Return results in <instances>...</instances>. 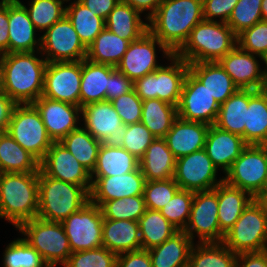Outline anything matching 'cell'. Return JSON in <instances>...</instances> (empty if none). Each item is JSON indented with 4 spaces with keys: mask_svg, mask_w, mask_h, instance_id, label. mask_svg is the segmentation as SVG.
<instances>
[{
    "mask_svg": "<svg viewBox=\"0 0 267 267\" xmlns=\"http://www.w3.org/2000/svg\"><path fill=\"white\" fill-rule=\"evenodd\" d=\"M47 63L40 51L0 55L5 94L16 104H33L42 96Z\"/></svg>",
    "mask_w": 267,
    "mask_h": 267,
    "instance_id": "obj_1",
    "label": "cell"
},
{
    "mask_svg": "<svg viewBox=\"0 0 267 267\" xmlns=\"http://www.w3.org/2000/svg\"><path fill=\"white\" fill-rule=\"evenodd\" d=\"M203 19L202 0H163L148 19V31L175 54Z\"/></svg>",
    "mask_w": 267,
    "mask_h": 267,
    "instance_id": "obj_2",
    "label": "cell"
},
{
    "mask_svg": "<svg viewBox=\"0 0 267 267\" xmlns=\"http://www.w3.org/2000/svg\"><path fill=\"white\" fill-rule=\"evenodd\" d=\"M39 172L0 173V219L16 229L37 217Z\"/></svg>",
    "mask_w": 267,
    "mask_h": 267,
    "instance_id": "obj_3",
    "label": "cell"
},
{
    "mask_svg": "<svg viewBox=\"0 0 267 267\" xmlns=\"http://www.w3.org/2000/svg\"><path fill=\"white\" fill-rule=\"evenodd\" d=\"M237 46V35L223 22L203 19L175 55L188 64L219 61Z\"/></svg>",
    "mask_w": 267,
    "mask_h": 267,
    "instance_id": "obj_4",
    "label": "cell"
},
{
    "mask_svg": "<svg viewBox=\"0 0 267 267\" xmlns=\"http://www.w3.org/2000/svg\"><path fill=\"white\" fill-rule=\"evenodd\" d=\"M38 187L37 217L45 221L62 222L90 201V192L84 186L54 179L41 169Z\"/></svg>",
    "mask_w": 267,
    "mask_h": 267,
    "instance_id": "obj_5",
    "label": "cell"
},
{
    "mask_svg": "<svg viewBox=\"0 0 267 267\" xmlns=\"http://www.w3.org/2000/svg\"><path fill=\"white\" fill-rule=\"evenodd\" d=\"M18 233L34 248L49 265L63 266L72 251L61 222H50L38 217L25 221L17 229Z\"/></svg>",
    "mask_w": 267,
    "mask_h": 267,
    "instance_id": "obj_6",
    "label": "cell"
},
{
    "mask_svg": "<svg viewBox=\"0 0 267 267\" xmlns=\"http://www.w3.org/2000/svg\"><path fill=\"white\" fill-rule=\"evenodd\" d=\"M168 62V66L164 64L133 82L135 93L143 101L157 98L177 107L189 65L175 54Z\"/></svg>",
    "mask_w": 267,
    "mask_h": 267,
    "instance_id": "obj_7",
    "label": "cell"
},
{
    "mask_svg": "<svg viewBox=\"0 0 267 267\" xmlns=\"http://www.w3.org/2000/svg\"><path fill=\"white\" fill-rule=\"evenodd\" d=\"M223 243L236 254L267 250V213L257 199L225 233Z\"/></svg>",
    "mask_w": 267,
    "mask_h": 267,
    "instance_id": "obj_8",
    "label": "cell"
},
{
    "mask_svg": "<svg viewBox=\"0 0 267 267\" xmlns=\"http://www.w3.org/2000/svg\"><path fill=\"white\" fill-rule=\"evenodd\" d=\"M224 181L259 197L267 189V145L248 144L224 174Z\"/></svg>",
    "mask_w": 267,
    "mask_h": 267,
    "instance_id": "obj_9",
    "label": "cell"
},
{
    "mask_svg": "<svg viewBox=\"0 0 267 267\" xmlns=\"http://www.w3.org/2000/svg\"><path fill=\"white\" fill-rule=\"evenodd\" d=\"M7 132L39 162L44 159L53 143L33 104H17L14 107Z\"/></svg>",
    "mask_w": 267,
    "mask_h": 267,
    "instance_id": "obj_10",
    "label": "cell"
},
{
    "mask_svg": "<svg viewBox=\"0 0 267 267\" xmlns=\"http://www.w3.org/2000/svg\"><path fill=\"white\" fill-rule=\"evenodd\" d=\"M61 224L72 253L103 246V214L100 207L91 201L77 212L70 214Z\"/></svg>",
    "mask_w": 267,
    "mask_h": 267,
    "instance_id": "obj_11",
    "label": "cell"
},
{
    "mask_svg": "<svg viewBox=\"0 0 267 267\" xmlns=\"http://www.w3.org/2000/svg\"><path fill=\"white\" fill-rule=\"evenodd\" d=\"M195 243L223 242L218 221V199L214 189L194 192L188 223L183 230ZM196 237V238H195Z\"/></svg>",
    "mask_w": 267,
    "mask_h": 267,
    "instance_id": "obj_12",
    "label": "cell"
},
{
    "mask_svg": "<svg viewBox=\"0 0 267 267\" xmlns=\"http://www.w3.org/2000/svg\"><path fill=\"white\" fill-rule=\"evenodd\" d=\"M41 54L47 62L82 61L87 48L66 15L41 34Z\"/></svg>",
    "mask_w": 267,
    "mask_h": 267,
    "instance_id": "obj_13",
    "label": "cell"
},
{
    "mask_svg": "<svg viewBox=\"0 0 267 267\" xmlns=\"http://www.w3.org/2000/svg\"><path fill=\"white\" fill-rule=\"evenodd\" d=\"M156 48L159 49V52H162V57L167 61L173 55L164 44L147 31L138 40L130 42L127 51L116 68L134 82L163 65L157 61L158 49Z\"/></svg>",
    "mask_w": 267,
    "mask_h": 267,
    "instance_id": "obj_14",
    "label": "cell"
},
{
    "mask_svg": "<svg viewBox=\"0 0 267 267\" xmlns=\"http://www.w3.org/2000/svg\"><path fill=\"white\" fill-rule=\"evenodd\" d=\"M204 149L176 159L174 180L180 189L193 192L214 189L224 181ZM219 179H218V178Z\"/></svg>",
    "mask_w": 267,
    "mask_h": 267,
    "instance_id": "obj_15",
    "label": "cell"
},
{
    "mask_svg": "<svg viewBox=\"0 0 267 267\" xmlns=\"http://www.w3.org/2000/svg\"><path fill=\"white\" fill-rule=\"evenodd\" d=\"M80 84L81 61L48 62L42 96L80 106Z\"/></svg>",
    "mask_w": 267,
    "mask_h": 267,
    "instance_id": "obj_16",
    "label": "cell"
},
{
    "mask_svg": "<svg viewBox=\"0 0 267 267\" xmlns=\"http://www.w3.org/2000/svg\"><path fill=\"white\" fill-rule=\"evenodd\" d=\"M220 105L190 71H188L179 103L178 117L187 121L203 122L214 125Z\"/></svg>",
    "mask_w": 267,
    "mask_h": 267,
    "instance_id": "obj_17",
    "label": "cell"
},
{
    "mask_svg": "<svg viewBox=\"0 0 267 267\" xmlns=\"http://www.w3.org/2000/svg\"><path fill=\"white\" fill-rule=\"evenodd\" d=\"M40 169L49 177L84 186L91 191V173L60 142L52 143L40 162Z\"/></svg>",
    "mask_w": 267,
    "mask_h": 267,
    "instance_id": "obj_18",
    "label": "cell"
},
{
    "mask_svg": "<svg viewBox=\"0 0 267 267\" xmlns=\"http://www.w3.org/2000/svg\"><path fill=\"white\" fill-rule=\"evenodd\" d=\"M33 105L39 111L48 136L59 142L81 125V107L40 96Z\"/></svg>",
    "mask_w": 267,
    "mask_h": 267,
    "instance_id": "obj_19",
    "label": "cell"
},
{
    "mask_svg": "<svg viewBox=\"0 0 267 267\" xmlns=\"http://www.w3.org/2000/svg\"><path fill=\"white\" fill-rule=\"evenodd\" d=\"M91 180L90 201L99 207L105 201L143 195L146 183L140 167L130 173L108 177H91Z\"/></svg>",
    "mask_w": 267,
    "mask_h": 267,
    "instance_id": "obj_20",
    "label": "cell"
},
{
    "mask_svg": "<svg viewBox=\"0 0 267 267\" xmlns=\"http://www.w3.org/2000/svg\"><path fill=\"white\" fill-rule=\"evenodd\" d=\"M218 62L239 89L263 90L262 57L249 53L237 45Z\"/></svg>",
    "mask_w": 267,
    "mask_h": 267,
    "instance_id": "obj_21",
    "label": "cell"
},
{
    "mask_svg": "<svg viewBox=\"0 0 267 267\" xmlns=\"http://www.w3.org/2000/svg\"><path fill=\"white\" fill-rule=\"evenodd\" d=\"M81 125L100 142H116L123 123L110 101H100L81 108Z\"/></svg>",
    "mask_w": 267,
    "mask_h": 267,
    "instance_id": "obj_22",
    "label": "cell"
},
{
    "mask_svg": "<svg viewBox=\"0 0 267 267\" xmlns=\"http://www.w3.org/2000/svg\"><path fill=\"white\" fill-rule=\"evenodd\" d=\"M9 53L40 51L41 35L19 0H8Z\"/></svg>",
    "mask_w": 267,
    "mask_h": 267,
    "instance_id": "obj_23",
    "label": "cell"
},
{
    "mask_svg": "<svg viewBox=\"0 0 267 267\" xmlns=\"http://www.w3.org/2000/svg\"><path fill=\"white\" fill-rule=\"evenodd\" d=\"M247 145L241 136L210 125L204 150L219 171L225 174Z\"/></svg>",
    "mask_w": 267,
    "mask_h": 267,
    "instance_id": "obj_24",
    "label": "cell"
},
{
    "mask_svg": "<svg viewBox=\"0 0 267 267\" xmlns=\"http://www.w3.org/2000/svg\"><path fill=\"white\" fill-rule=\"evenodd\" d=\"M210 125L177 117L164 139L176 159L204 149Z\"/></svg>",
    "mask_w": 267,
    "mask_h": 267,
    "instance_id": "obj_25",
    "label": "cell"
},
{
    "mask_svg": "<svg viewBox=\"0 0 267 267\" xmlns=\"http://www.w3.org/2000/svg\"><path fill=\"white\" fill-rule=\"evenodd\" d=\"M102 243L117 255L142 249L138 221L103 219Z\"/></svg>",
    "mask_w": 267,
    "mask_h": 267,
    "instance_id": "obj_26",
    "label": "cell"
},
{
    "mask_svg": "<svg viewBox=\"0 0 267 267\" xmlns=\"http://www.w3.org/2000/svg\"><path fill=\"white\" fill-rule=\"evenodd\" d=\"M146 181L166 180L174 177L176 158L164 138H155L139 160Z\"/></svg>",
    "mask_w": 267,
    "mask_h": 267,
    "instance_id": "obj_27",
    "label": "cell"
},
{
    "mask_svg": "<svg viewBox=\"0 0 267 267\" xmlns=\"http://www.w3.org/2000/svg\"><path fill=\"white\" fill-rule=\"evenodd\" d=\"M189 71L221 105L239 88L218 61L190 63Z\"/></svg>",
    "mask_w": 267,
    "mask_h": 267,
    "instance_id": "obj_28",
    "label": "cell"
},
{
    "mask_svg": "<svg viewBox=\"0 0 267 267\" xmlns=\"http://www.w3.org/2000/svg\"><path fill=\"white\" fill-rule=\"evenodd\" d=\"M139 160L117 142H102L91 177L117 176L135 171Z\"/></svg>",
    "mask_w": 267,
    "mask_h": 267,
    "instance_id": "obj_29",
    "label": "cell"
},
{
    "mask_svg": "<svg viewBox=\"0 0 267 267\" xmlns=\"http://www.w3.org/2000/svg\"><path fill=\"white\" fill-rule=\"evenodd\" d=\"M214 190L218 199L219 226L225 234L255 198L247 191L230 186L225 181L218 184Z\"/></svg>",
    "mask_w": 267,
    "mask_h": 267,
    "instance_id": "obj_30",
    "label": "cell"
},
{
    "mask_svg": "<svg viewBox=\"0 0 267 267\" xmlns=\"http://www.w3.org/2000/svg\"><path fill=\"white\" fill-rule=\"evenodd\" d=\"M258 90L238 89L220 105L214 125L221 130L237 134L244 139L249 99Z\"/></svg>",
    "mask_w": 267,
    "mask_h": 267,
    "instance_id": "obj_31",
    "label": "cell"
},
{
    "mask_svg": "<svg viewBox=\"0 0 267 267\" xmlns=\"http://www.w3.org/2000/svg\"><path fill=\"white\" fill-rule=\"evenodd\" d=\"M116 67L93 63L87 59L81 61L80 107L105 101L109 75Z\"/></svg>",
    "mask_w": 267,
    "mask_h": 267,
    "instance_id": "obj_32",
    "label": "cell"
},
{
    "mask_svg": "<svg viewBox=\"0 0 267 267\" xmlns=\"http://www.w3.org/2000/svg\"><path fill=\"white\" fill-rule=\"evenodd\" d=\"M105 27L120 38L133 42L148 31V20L144 21L141 13L120 0L107 17Z\"/></svg>",
    "mask_w": 267,
    "mask_h": 267,
    "instance_id": "obj_33",
    "label": "cell"
},
{
    "mask_svg": "<svg viewBox=\"0 0 267 267\" xmlns=\"http://www.w3.org/2000/svg\"><path fill=\"white\" fill-rule=\"evenodd\" d=\"M194 243L184 231H178L162 244L148 250L152 267H188Z\"/></svg>",
    "mask_w": 267,
    "mask_h": 267,
    "instance_id": "obj_34",
    "label": "cell"
},
{
    "mask_svg": "<svg viewBox=\"0 0 267 267\" xmlns=\"http://www.w3.org/2000/svg\"><path fill=\"white\" fill-rule=\"evenodd\" d=\"M40 162L8 132H0V173L39 172Z\"/></svg>",
    "mask_w": 267,
    "mask_h": 267,
    "instance_id": "obj_35",
    "label": "cell"
},
{
    "mask_svg": "<svg viewBox=\"0 0 267 267\" xmlns=\"http://www.w3.org/2000/svg\"><path fill=\"white\" fill-rule=\"evenodd\" d=\"M130 42L109 31L106 27L87 47L86 59L97 64H107L116 67Z\"/></svg>",
    "mask_w": 267,
    "mask_h": 267,
    "instance_id": "obj_36",
    "label": "cell"
},
{
    "mask_svg": "<svg viewBox=\"0 0 267 267\" xmlns=\"http://www.w3.org/2000/svg\"><path fill=\"white\" fill-rule=\"evenodd\" d=\"M247 144L267 145V91L258 90L248 104L244 127Z\"/></svg>",
    "mask_w": 267,
    "mask_h": 267,
    "instance_id": "obj_37",
    "label": "cell"
},
{
    "mask_svg": "<svg viewBox=\"0 0 267 267\" xmlns=\"http://www.w3.org/2000/svg\"><path fill=\"white\" fill-rule=\"evenodd\" d=\"M67 3L65 15L78 33L80 41L87 48L105 28V20L97 16L79 0Z\"/></svg>",
    "mask_w": 267,
    "mask_h": 267,
    "instance_id": "obj_38",
    "label": "cell"
},
{
    "mask_svg": "<svg viewBox=\"0 0 267 267\" xmlns=\"http://www.w3.org/2000/svg\"><path fill=\"white\" fill-rule=\"evenodd\" d=\"M178 117L177 107L159 99L143 101L141 122L156 138H164Z\"/></svg>",
    "mask_w": 267,
    "mask_h": 267,
    "instance_id": "obj_39",
    "label": "cell"
},
{
    "mask_svg": "<svg viewBox=\"0 0 267 267\" xmlns=\"http://www.w3.org/2000/svg\"><path fill=\"white\" fill-rule=\"evenodd\" d=\"M59 142L92 173L102 142L94 138L82 125L71 131Z\"/></svg>",
    "mask_w": 267,
    "mask_h": 267,
    "instance_id": "obj_40",
    "label": "cell"
},
{
    "mask_svg": "<svg viewBox=\"0 0 267 267\" xmlns=\"http://www.w3.org/2000/svg\"><path fill=\"white\" fill-rule=\"evenodd\" d=\"M138 224L144 250L162 244L179 231L158 210L146 209Z\"/></svg>",
    "mask_w": 267,
    "mask_h": 267,
    "instance_id": "obj_41",
    "label": "cell"
},
{
    "mask_svg": "<svg viewBox=\"0 0 267 267\" xmlns=\"http://www.w3.org/2000/svg\"><path fill=\"white\" fill-rule=\"evenodd\" d=\"M237 256L223 242L194 243L188 267H235Z\"/></svg>",
    "mask_w": 267,
    "mask_h": 267,
    "instance_id": "obj_42",
    "label": "cell"
},
{
    "mask_svg": "<svg viewBox=\"0 0 267 267\" xmlns=\"http://www.w3.org/2000/svg\"><path fill=\"white\" fill-rule=\"evenodd\" d=\"M19 1L27 9L30 20L40 34L65 15L67 5L64 0H29L27 6L24 1Z\"/></svg>",
    "mask_w": 267,
    "mask_h": 267,
    "instance_id": "obj_43",
    "label": "cell"
},
{
    "mask_svg": "<svg viewBox=\"0 0 267 267\" xmlns=\"http://www.w3.org/2000/svg\"><path fill=\"white\" fill-rule=\"evenodd\" d=\"M2 254L3 267H49L22 236L8 243Z\"/></svg>",
    "mask_w": 267,
    "mask_h": 267,
    "instance_id": "obj_44",
    "label": "cell"
},
{
    "mask_svg": "<svg viewBox=\"0 0 267 267\" xmlns=\"http://www.w3.org/2000/svg\"><path fill=\"white\" fill-rule=\"evenodd\" d=\"M100 209L103 219L138 221L146 211L144 196H130L105 201Z\"/></svg>",
    "mask_w": 267,
    "mask_h": 267,
    "instance_id": "obj_45",
    "label": "cell"
},
{
    "mask_svg": "<svg viewBox=\"0 0 267 267\" xmlns=\"http://www.w3.org/2000/svg\"><path fill=\"white\" fill-rule=\"evenodd\" d=\"M155 138L142 122H138L125 125L116 142L140 160Z\"/></svg>",
    "mask_w": 267,
    "mask_h": 267,
    "instance_id": "obj_46",
    "label": "cell"
},
{
    "mask_svg": "<svg viewBox=\"0 0 267 267\" xmlns=\"http://www.w3.org/2000/svg\"><path fill=\"white\" fill-rule=\"evenodd\" d=\"M193 198V191L179 189L159 211L173 226L183 231L190 217Z\"/></svg>",
    "mask_w": 267,
    "mask_h": 267,
    "instance_id": "obj_47",
    "label": "cell"
},
{
    "mask_svg": "<svg viewBox=\"0 0 267 267\" xmlns=\"http://www.w3.org/2000/svg\"><path fill=\"white\" fill-rule=\"evenodd\" d=\"M262 0H239L227 21V25L238 35L243 30L262 21Z\"/></svg>",
    "mask_w": 267,
    "mask_h": 267,
    "instance_id": "obj_48",
    "label": "cell"
},
{
    "mask_svg": "<svg viewBox=\"0 0 267 267\" xmlns=\"http://www.w3.org/2000/svg\"><path fill=\"white\" fill-rule=\"evenodd\" d=\"M179 189L174 178L146 181L143 193L146 208L159 211Z\"/></svg>",
    "mask_w": 267,
    "mask_h": 267,
    "instance_id": "obj_49",
    "label": "cell"
},
{
    "mask_svg": "<svg viewBox=\"0 0 267 267\" xmlns=\"http://www.w3.org/2000/svg\"><path fill=\"white\" fill-rule=\"evenodd\" d=\"M117 256L102 246L72 253L62 267H116Z\"/></svg>",
    "mask_w": 267,
    "mask_h": 267,
    "instance_id": "obj_50",
    "label": "cell"
},
{
    "mask_svg": "<svg viewBox=\"0 0 267 267\" xmlns=\"http://www.w3.org/2000/svg\"><path fill=\"white\" fill-rule=\"evenodd\" d=\"M237 45L254 55H267V21H260L237 35Z\"/></svg>",
    "mask_w": 267,
    "mask_h": 267,
    "instance_id": "obj_51",
    "label": "cell"
},
{
    "mask_svg": "<svg viewBox=\"0 0 267 267\" xmlns=\"http://www.w3.org/2000/svg\"><path fill=\"white\" fill-rule=\"evenodd\" d=\"M111 103L124 126L141 122L143 100L135 93L134 89L112 100Z\"/></svg>",
    "mask_w": 267,
    "mask_h": 267,
    "instance_id": "obj_52",
    "label": "cell"
},
{
    "mask_svg": "<svg viewBox=\"0 0 267 267\" xmlns=\"http://www.w3.org/2000/svg\"><path fill=\"white\" fill-rule=\"evenodd\" d=\"M238 1L239 0H202L203 18L205 20L227 23Z\"/></svg>",
    "mask_w": 267,
    "mask_h": 267,
    "instance_id": "obj_53",
    "label": "cell"
},
{
    "mask_svg": "<svg viewBox=\"0 0 267 267\" xmlns=\"http://www.w3.org/2000/svg\"><path fill=\"white\" fill-rule=\"evenodd\" d=\"M133 81L115 68L109 75V85L106 88L105 100L112 101L133 90Z\"/></svg>",
    "mask_w": 267,
    "mask_h": 267,
    "instance_id": "obj_54",
    "label": "cell"
},
{
    "mask_svg": "<svg viewBox=\"0 0 267 267\" xmlns=\"http://www.w3.org/2000/svg\"><path fill=\"white\" fill-rule=\"evenodd\" d=\"M116 267H152L148 250L140 249L118 254Z\"/></svg>",
    "mask_w": 267,
    "mask_h": 267,
    "instance_id": "obj_55",
    "label": "cell"
},
{
    "mask_svg": "<svg viewBox=\"0 0 267 267\" xmlns=\"http://www.w3.org/2000/svg\"><path fill=\"white\" fill-rule=\"evenodd\" d=\"M235 267H267V250L238 254Z\"/></svg>",
    "mask_w": 267,
    "mask_h": 267,
    "instance_id": "obj_56",
    "label": "cell"
},
{
    "mask_svg": "<svg viewBox=\"0 0 267 267\" xmlns=\"http://www.w3.org/2000/svg\"><path fill=\"white\" fill-rule=\"evenodd\" d=\"M8 0L0 4V55L9 53Z\"/></svg>",
    "mask_w": 267,
    "mask_h": 267,
    "instance_id": "obj_57",
    "label": "cell"
},
{
    "mask_svg": "<svg viewBox=\"0 0 267 267\" xmlns=\"http://www.w3.org/2000/svg\"><path fill=\"white\" fill-rule=\"evenodd\" d=\"M97 16L106 21L110 12L118 4L120 0H79Z\"/></svg>",
    "mask_w": 267,
    "mask_h": 267,
    "instance_id": "obj_58",
    "label": "cell"
},
{
    "mask_svg": "<svg viewBox=\"0 0 267 267\" xmlns=\"http://www.w3.org/2000/svg\"><path fill=\"white\" fill-rule=\"evenodd\" d=\"M16 105L6 94L0 96V132H7Z\"/></svg>",
    "mask_w": 267,
    "mask_h": 267,
    "instance_id": "obj_59",
    "label": "cell"
},
{
    "mask_svg": "<svg viewBox=\"0 0 267 267\" xmlns=\"http://www.w3.org/2000/svg\"><path fill=\"white\" fill-rule=\"evenodd\" d=\"M124 3L129 4L145 18L149 19L158 9L163 0H121ZM147 11V12H145Z\"/></svg>",
    "mask_w": 267,
    "mask_h": 267,
    "instance_id": "obj_60",
    "label": "cell"
},
{
    "mask_svg": "<svg viewBox=\"0 0 267 267\" xmlns=\"http://www.w3.org/2000/svg\"><path fill=\"white\" fill-rule=\"evenodd\" d=\"M263 89L267 91V55L263 58Z\"/></svg>",
    "mask_w": 267,
    "mask_h": 267,
    "instance_id": "obj_61",
    "label": "cell"
},
{
    "mask_svg": "<svg viewBox=\"0 0 267 267\" xmlns=\"http://www.w3.org/2000/svg\"><path fill=\"white\" fill-rule=\"evenodd\" d=\"M256 199L263 205L267 213V189Z\"/></svg>",
    "mask_w": 267,
    "mask_h": 267,
    "instance_id": "obj_62",
    "label": "cell"
},
{
    "mask_svg": "<svg viewBox=\"0 0 267 267\" xmlns=\"http://www.w3.org/2000/svg\"><path fill=\"white\" fill-rule=\"evenodd\" d=\"M261 13L262 20L267 21V0H262L261 2Z\"/></svg>",
    "mask_w": 267,
    "mask_h": 267,
    "instance_id": "obj_63",
    "label": "cell"
},
{
    "mask_svg": "<svg viewBox=\"0 0 267 267\" xmlns=\"http://www.w3.org/2000/svg\"><path fill=\"white\" fill-rule=\"evenodd\" d=\"M4 94H5V88H4L3 72L0 66V96Z\"/></svg>",
    "mask_w": 267,
    "mask_h": 267,
    "instance_id": "obj_64",
    "label": "cell"
}]
</instances>
